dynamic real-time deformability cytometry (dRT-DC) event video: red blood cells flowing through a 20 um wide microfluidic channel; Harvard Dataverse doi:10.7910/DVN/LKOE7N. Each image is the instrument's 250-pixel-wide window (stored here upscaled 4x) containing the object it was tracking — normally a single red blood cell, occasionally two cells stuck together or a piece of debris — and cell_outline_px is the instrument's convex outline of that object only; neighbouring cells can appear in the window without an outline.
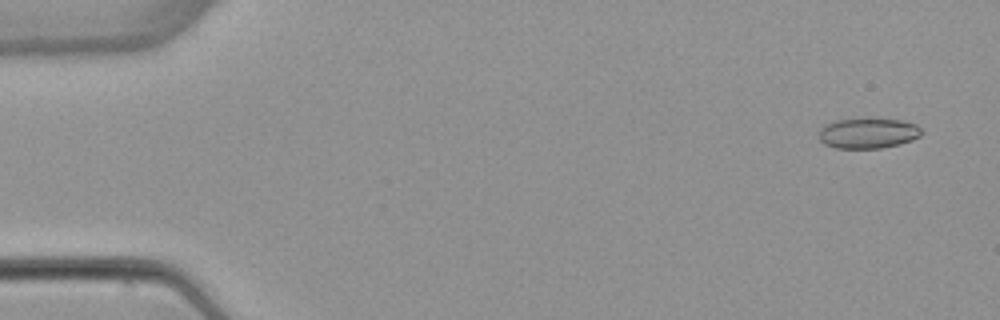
{"species": "common noctule bat (a hibernating species)", "species_latin": "Nyctalus noctula", "temperature_condition": "warm", "stored_images_in_passage": 6, "camera_frame_rate_fps": 3000, "um_per_image_px": 0.085, "animal": {"sex": "female", "body_mass_g": 22.7, "forearm_length_mm": 54.2}, "frame": {"image": 1, "passage_image": 1, "time_ms": 0.0, "image_size_px": [1000, 320], "cell_outline_px": [[924, 132], [920, 136], [912, 140], [900, 144], [880, 148], [832, 148], [824, 144], [820, 140], [820, 128], [824, 124], [836, 120], [864, 116], [900, 120], [916, 124]], "centroid_in_image_um": [73.78, 11.28], "position_along_channel_um": 11.2, "area_um2": 18.84}}
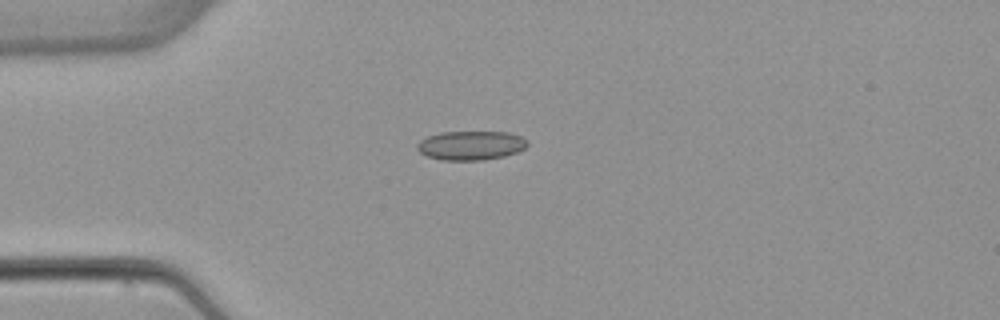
{"frame": {"image": 2, "passage_image": 4, "time_ms": 3.667, "image_size_px": [1000, 320], "cell_outline_px": [[528, 144], [524, 148], [516, 152], [504, 156], [480, 160], [440, 160], [428, 156], [420, 152], [416, 148], [416, 144], [420, 140], [428, 136], [440, 132], [508, 132], [520, 136], [528, 140]], "centroid_in_image_um": [40.0, 12.36], "position_along_channel_um": 45.0, "area_um2": 18.67}}
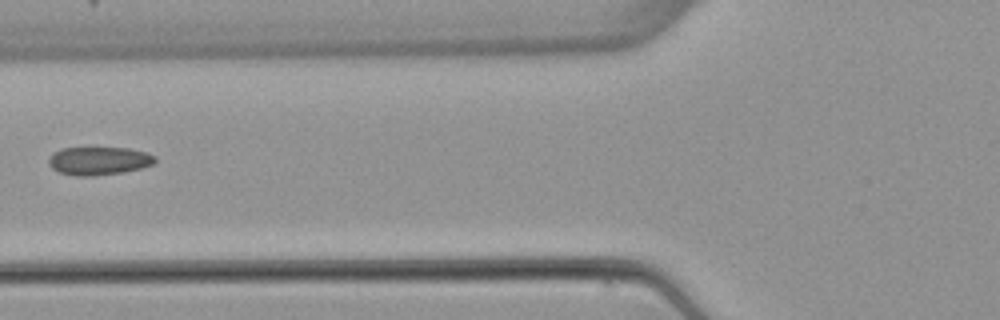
{"frame": {"image": 3, "passage_image": 6, "time_ms": 6.0, "image_size_px": [1000, 320], "cell_outline_px": [[156, 160], [152, 164], [140, 168], [124, 172], [92, 176], [76, 176], [60, 172], [52, 168], [48, 164], [48, 160], [56, 152], [64, 148], [92, 144], [128, 148], [148, 152], [156, 156]], "centroid_in_image_um": [8.42, 13.61], "position_along_channel_um": 117.4, "area_um2": 18.26}}